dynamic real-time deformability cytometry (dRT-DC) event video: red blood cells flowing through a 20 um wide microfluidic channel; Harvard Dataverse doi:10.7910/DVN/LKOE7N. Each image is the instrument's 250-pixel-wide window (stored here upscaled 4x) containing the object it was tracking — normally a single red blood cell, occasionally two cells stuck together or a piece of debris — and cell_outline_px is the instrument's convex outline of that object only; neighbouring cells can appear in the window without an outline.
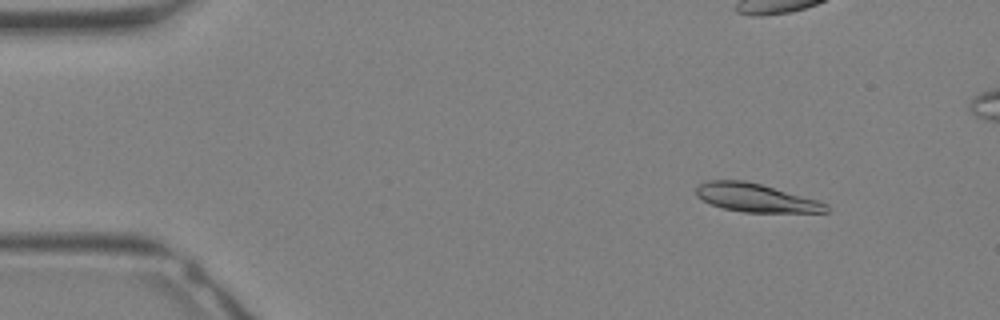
{"species": "Egyptian fruit bat (a non-hibernating species)", "species_latin": "Rousettus aegyptiacus", "temperature_condition": "warm", "stored_images_in_passage": 23, "camera_frame_rate_fps": 3000, "um_per_image_px": 0.085, "animal": {"sex": "female"}, "frame": {"image": 1, "passage_image": 4, "time_ms": 1.0, "image_size_px": [1000, 320], "cell_outline_px": [[828, 212], [744, 212], [724, 208], [712, 204], [696, 196], [696, 188], [700, 184], [708, 180], [744, 180], [760, 184], [816, 200], [828, 204]], "centroid_in_image_um": [64.21, 16.81], "position_along_channel_um": 20.8, "area_um2": 21.04}}